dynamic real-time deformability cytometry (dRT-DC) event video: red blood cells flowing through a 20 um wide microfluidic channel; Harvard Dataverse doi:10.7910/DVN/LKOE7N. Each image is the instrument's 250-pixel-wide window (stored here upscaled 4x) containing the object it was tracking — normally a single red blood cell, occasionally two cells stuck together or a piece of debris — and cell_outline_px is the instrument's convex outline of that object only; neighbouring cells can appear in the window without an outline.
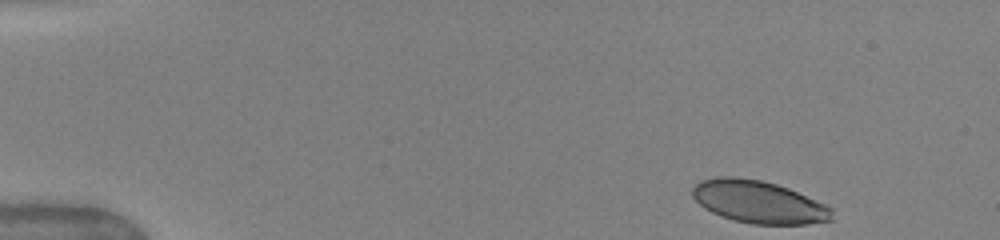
{"species": "human", "species_latin": "Homo sapiens", "temperature_condition": "warm", "stored_images_in_passage": 13, "camera_frame_rate_fps": 3000, "um_per_image_px": 0.085, "donor": {"sex": "female"}, "frame": {"image": 1, "passage_image": 1, "time_ms": 0.0, "image_size_px": [1000, 240], "cell_outline_px": [[832, 220], [808, 224], [752, 224], [732, 220], [720, 216], [704, 208], [692, 196], [692, 188], [700, 180], [716, 176], [732, 176], [760, 180], [776, 184], [788, 188], [824, 204], [832, 208]], "centroid_in_image_um": [64.45, 17.16], "position_along_channel_um": 20.6, "area_um2": 34.51}}
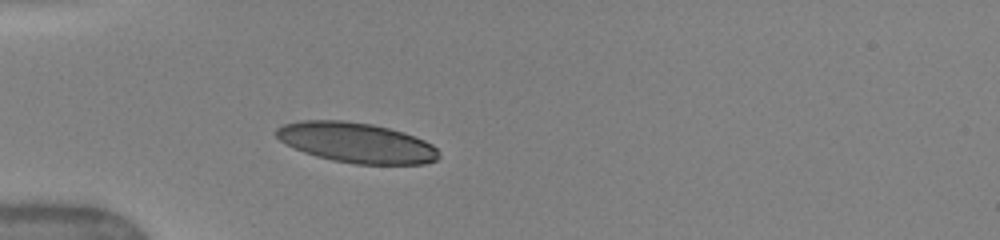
{"frame": {"image": 2, "passage_image": 9, "time_ms": 3.333, "image_size_px": [1000, 240], "cell_outline_px": [[440, 156], [436, 160], [424, 164], [356, 164], [332, 160], [316, 156], [304, 152], [280, 140], [276, 136], [276, 128], [284, 124], [300, 120], [344, 120], [372, 124], [404, 132], [424, 140], [432, 144], [440, 152]], "centroid_in_image_um": [30.32, 12.12], "position_along_channel_um": 54.7, "area_um2": 37.97}}